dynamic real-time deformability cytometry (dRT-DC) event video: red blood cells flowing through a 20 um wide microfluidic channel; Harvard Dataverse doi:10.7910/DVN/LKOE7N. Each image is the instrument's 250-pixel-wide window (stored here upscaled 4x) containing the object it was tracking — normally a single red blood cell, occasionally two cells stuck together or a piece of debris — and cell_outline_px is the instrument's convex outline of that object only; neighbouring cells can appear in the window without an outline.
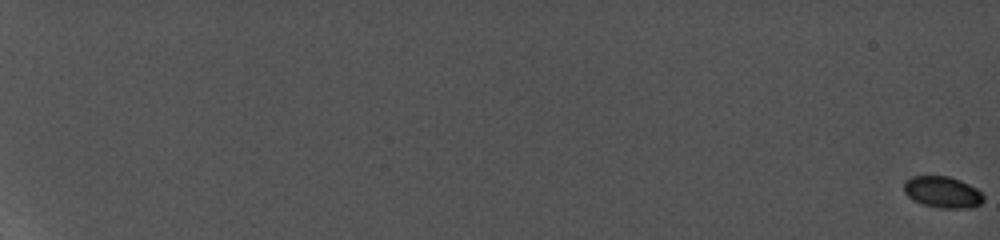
{"species": "common noctule bat (a hibernating species)", "species_latin": "Nyctalus noctula", "temperature_condition": "cold", "stored_images_in_passage": 31, "camera_frame_rate_fps": 5000, "um_per_image_px": 0.085, "animal": {"sex": "female", "body_mass_g": 19.0, "forearm_length_mm": 56.7}, "frame": {"image": 1, "passage_image": 1, "time_ms": 0.0, "image_size_px": [1000, 240], "cell_outline_px": [[984, 200], [980, 204], [972, 208], [940, 208], [924, 204], [912, 200], [904, 192], [904, 180], [912, 176], [948, 176], [960, 180], [976, 188], [984, 196]], "centroid_in_image_um": [80.11, 16.33], "position_along_channel_um": 4.9, "area_um2": 14.62}}
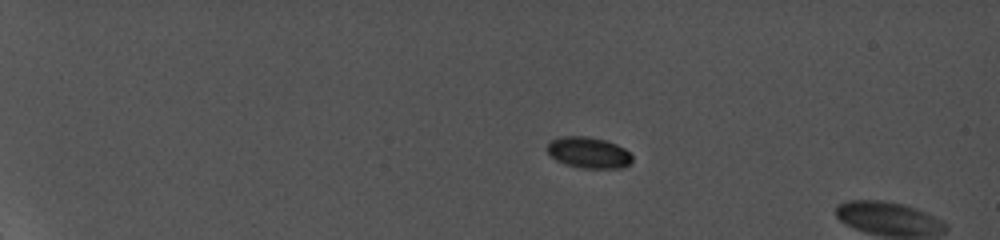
{"frame": {"image": 2, "passage_image": 25, "time_ms": 5.6, "image_size_px": [1000, 240], "cell_outline_px": [[632, 160], [624, 168], [580, 168], [564, 164], [556, 160], [548, 152], [548, 140], [560, 136], [588, 136], [604, 140], [616, 144], [624, 148], [632, 156]], "centroid_in_image_um": [50.01, 12.97], "position_along_channel_um": 35.0, "area_um2": 15.49}}